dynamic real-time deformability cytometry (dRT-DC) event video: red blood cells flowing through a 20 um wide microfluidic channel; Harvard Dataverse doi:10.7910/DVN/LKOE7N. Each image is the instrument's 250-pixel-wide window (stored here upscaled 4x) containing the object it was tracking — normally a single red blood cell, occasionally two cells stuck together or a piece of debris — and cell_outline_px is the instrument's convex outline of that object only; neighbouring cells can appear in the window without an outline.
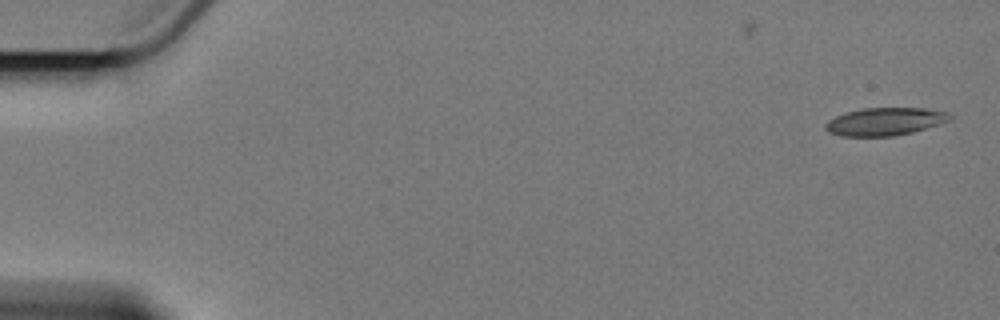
{"species": "Egyptian fruit bat (a non-hibernating species)", "species_latin": "Rousettus aegyptiacus", "temperature_condition": "cold", "stored_images_in_passage": 5, "camera_frame_rate_fps": 3000, "um_per_image_px": 0.085, "animal": {"sex": "female"}, "frame": {"image": 1, "passage_image": 1, "time_ms": 0.0, "image_size_px": [1000, 320], "cell_outline_px": [[952, 120], [912, 132], [892, 136], [840, 136], [828, 132], [824, 128], [824, 124], [828, 120], [836, 116], [848, 112], [864, 108], [924, 108], [948, 112], [952, 116]], "centroid_in_image_um": [75.22, 10.33], "position_along_channel_um": 9.8, "area_um2": 20.11}}